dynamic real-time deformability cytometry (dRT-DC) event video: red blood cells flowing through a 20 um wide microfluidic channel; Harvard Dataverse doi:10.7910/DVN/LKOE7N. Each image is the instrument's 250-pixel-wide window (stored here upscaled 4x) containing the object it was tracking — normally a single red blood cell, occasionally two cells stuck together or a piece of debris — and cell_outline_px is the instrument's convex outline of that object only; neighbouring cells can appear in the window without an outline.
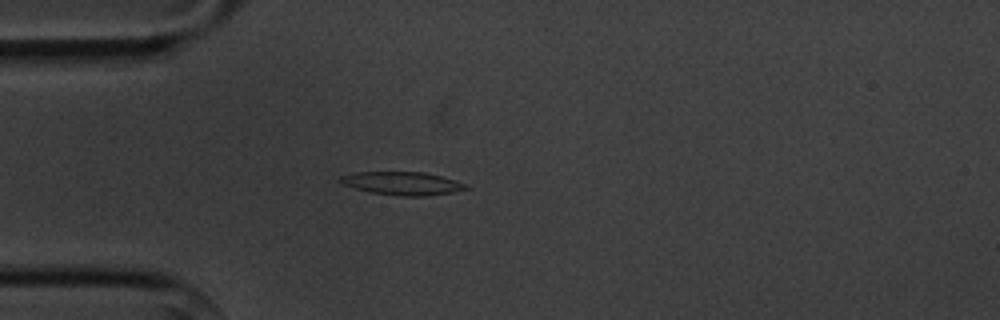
{"species": "common noctule bat (a hibernating species)", "species_latin": "Nyctalus noctula", "temperature_condition": "cold", "stored_images_in_passage": 4, "camera_frame_rate_fps": 3000, "um_per_image_px": 0.085, "animal": {"sex": "male", "body_mass_g": 20.1, "forearm_length_mm": 53.5}, "frame": {"image": 1, "passage_image": 4, "time_ms": 3.333, "image_size_px": [1000, 320], "cell_outline_px": [[472, 188], [452, 192], [428, 196], [404, 196], [372, 192], [340, 184], [336, 180], [340, 176], [356, 172], [424, 172], [440, 176], [464, 184]], "centroid_in_image_um": [34.15, 15.58], "position_along_channel_um": 50.9, "area_um2": 16.82}}